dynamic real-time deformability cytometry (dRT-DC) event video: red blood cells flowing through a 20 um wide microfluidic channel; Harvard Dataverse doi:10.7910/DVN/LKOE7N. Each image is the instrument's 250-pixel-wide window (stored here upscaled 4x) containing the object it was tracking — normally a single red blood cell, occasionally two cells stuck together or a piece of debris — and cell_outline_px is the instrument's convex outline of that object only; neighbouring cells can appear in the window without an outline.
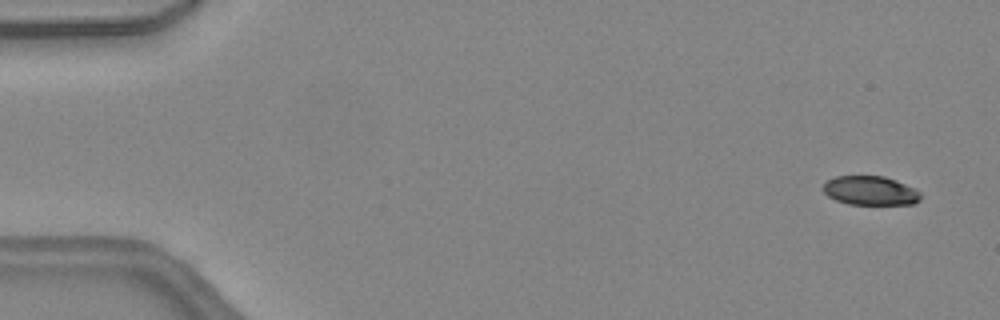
{"species": "common noctule bat (a hibernating species)", "species_latin": "Nyctalus noctula", "temperature_condition": "warm", "stored_images_in_passage": 46, "camera_frame_rate_fps": 3000, "um_per_image_px": 0.085, "animal": {"sex": "female", "body_mass_g": 24.6, "forearm_length_mm": 56.2}, "frame": {"image": 1, "passage_image": 3, "time_ms": 0.667, "image_size_px": [1000, 320], "cell_outline_px": [[920, 200], [912, 204], [848, 204], [836, 200], [828, 196], [820, 188], [828, 180], [836, 176], [884, 176], [896, 180], [920, 192]], "centroid_in_image_um": [73.94, 16.2], "position_along_channel_um": 11.1, "area_um2": 16.42}}
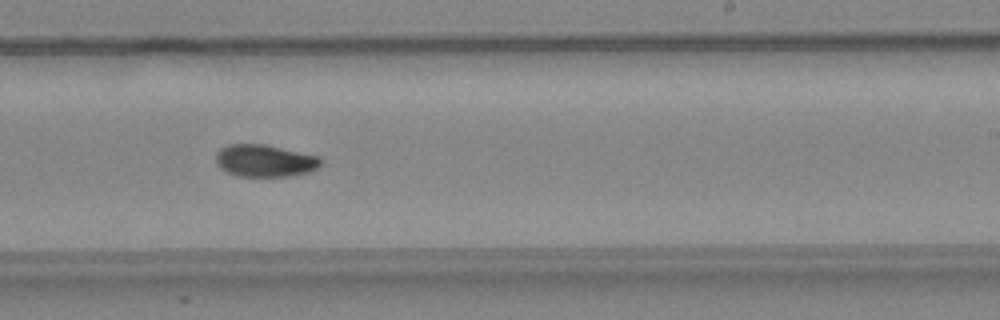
{"frame": {"image": 2, "passage_image": 29, "time_ms": 9.333, "image_size_px": [1000, 320], "cell_outline_px": [[324, 164], [320, 168], [308, 172], [288, 176], [236, 176], [220, 168], [216, 164], [216, 152], [220, 148], [228, 144], [264, 144], [320, 156], [324, 160]], "centroid_in_image_um": [22.55, 13.66], "position_along_channel_um": 266.5, "area_um2": 20.0}}
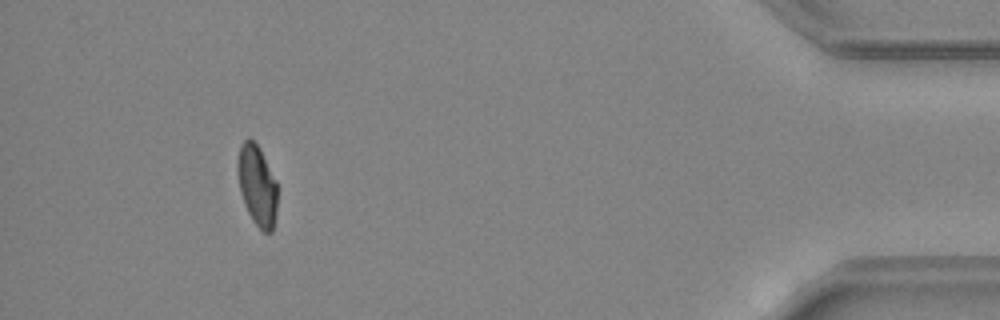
{"frame": {"image": 3, "passage_image": 43, "time_ms": 14.0, "image_size_px": [1000, 320], "cell_outline_px": [[276, 212], [272, 232], [264, 232], [252, 220], [244, 204], [240, 192], [236, 168], [236, 164], [240, 144], [248, 136], [260, 148], [276, 180]], "centroid_in_image_um": [21.83, 15.72], "position_along_channel_um": 413.4, "area_um2": 18.79}, "authors_computed_cell_mechanics": {"area_um2": 19.4208, "velocity_mm_per_s": 4.5139, "shape_relaxation_time_tau1_ms": 9.1008, "shape_relaxation_time_tau2_ms": 7.3675, "deformation_change_tau1": 0.2224, "deformation_change_tau2": 0.12}}